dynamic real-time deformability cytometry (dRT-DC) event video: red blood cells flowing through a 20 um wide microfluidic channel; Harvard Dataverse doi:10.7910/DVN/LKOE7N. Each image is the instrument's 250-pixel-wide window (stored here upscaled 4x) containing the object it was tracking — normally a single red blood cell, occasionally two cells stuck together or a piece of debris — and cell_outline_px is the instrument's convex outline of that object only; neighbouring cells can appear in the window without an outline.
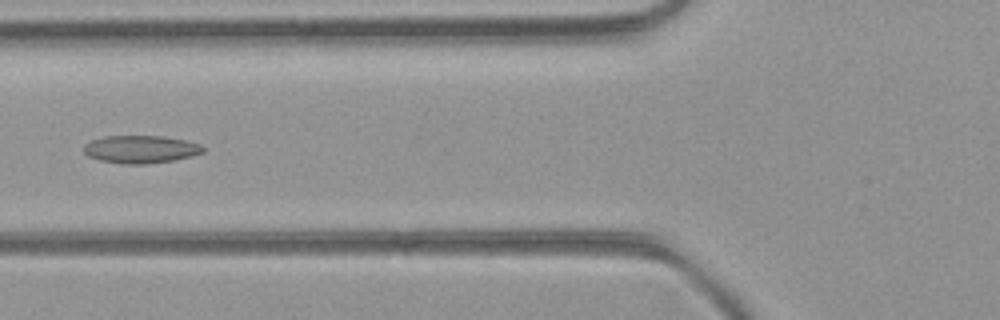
{"species": "common noctule bat (a hibernating species)", "species_latin": "Nyctalus noctula", "temperature_condition": "room temperature", "stored_images_in_passage": 49, "camera_frame_rate_fps": 3000, "um_per_image_px": 0.085, "animal": {"sex": "female", "body_mass_g": 21.9}, "frame": {"image": 1, "passage_image": 19, "time_ms": 6.0, "image_size_px": [1000, 320], "cell_outline_px": [[204, 152], [192, 156], [176, 160], [148, 164], [124, 164], [100, 160], [88, 156], [84, 152], [84, 144], [92, 140], [104, 136], [164, 136], [184, 140], [200, 144], [204, 148]], "centroid_in_image_um": [11.97, 12.69], "position_along_channel_um": 113.8, "area_um2": 19.36}}
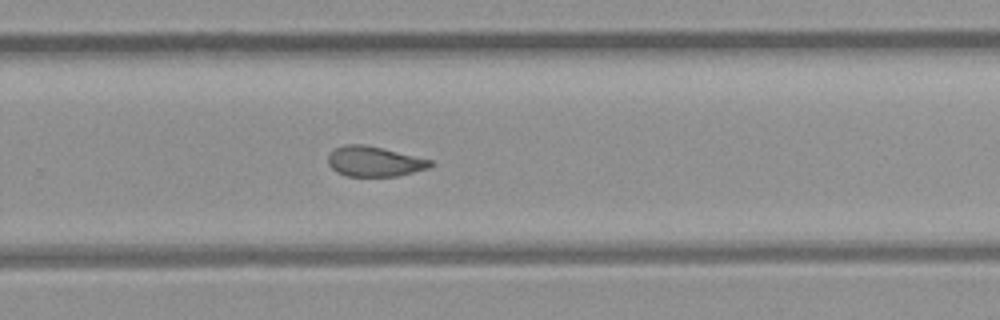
{"frame": {"image": 2, "passage_image": 32, "time_ms": 10.333, "image_size_px": [1000, 320], "cell_outline_px": [[436, 164], [428, 168], [396, 176], [344, 176], [336, 172], [328, 164], [328, 156], [336, 148], [344, 144], [364, 144], [432, 160]], "centroid_in_image_um": [31.81, 13.73], "position_along_channel_um": 298.0, "area_um2": 17.86}}
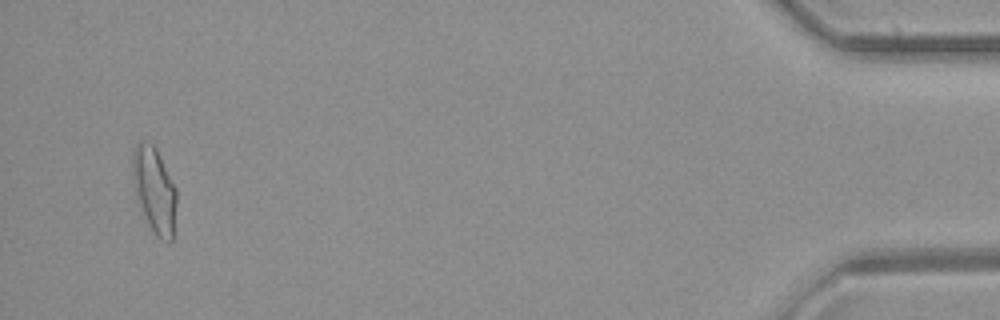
{"frame": {"image": 3, "passage_image": 47, "time_ms": 15.333, "image_size_px": [1000, 320], "cell_outline_px": [[176, 204], [172, 240], [168, 244], [160, 240], [156, 236], [140, 212], [136, 200], [132, 172], [132, 152], [136, 144], [140, 140], [152, 144], [156, 148], [176, 188]], "centroid_in_image_um": [13.1, 16.19], "position_along_channel_um": 422.1, "area_um2": 22.31}, "authors_computed_cell_mechanics": {"area_um2": 19.363, "velocity_mm_per_s": 4.2486, "shape_relaxation_time_tau1_ms": null, "shape_relaxation_time_tau2_ms": 1.7931, "deformation_change_tau1": null, "deformation_change_tau2": 0.0835}}